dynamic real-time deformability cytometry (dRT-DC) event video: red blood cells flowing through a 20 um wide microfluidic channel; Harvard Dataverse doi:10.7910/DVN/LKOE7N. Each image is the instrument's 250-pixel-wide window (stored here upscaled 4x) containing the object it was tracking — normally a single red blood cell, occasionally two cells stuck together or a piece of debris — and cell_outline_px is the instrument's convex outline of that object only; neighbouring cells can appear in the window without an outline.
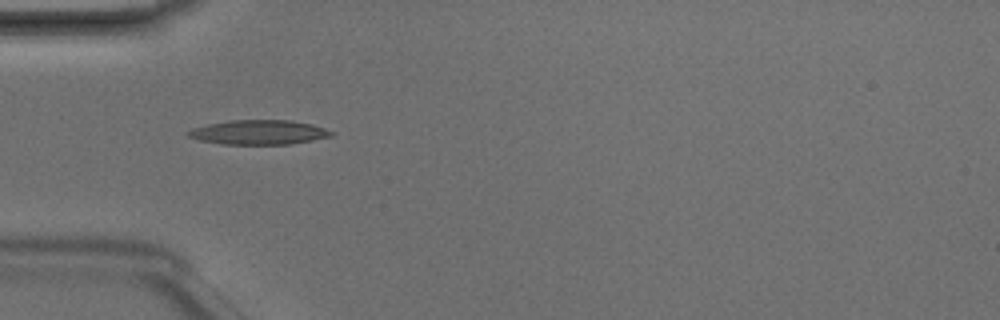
{"species": "Egyptian fruit bat (a non-hibernating species)", "species_latin": "Rousettus aegyptiacus", "temperature_condition": "room temperature", "stored_images_in_passage": 6, "camera_frame_rate_fps": 3000, "um_per_image_px": 0.085, "animal": {"sex": "male"}, "frame": {"image": 1, "passage_image": 5, "time_ms": 1.333, "image_size_px": [1000, 320], "cell_outline_px": [[336, 132], [332, 136], [312, 140], [288, 144], [220, 144], [200, 140], [188, 136], [188, 132], [192, 128], [208, 124], [232, 120], [292, 120], [312, 124]], "centroid_in_image_um": [22.03, 11.24], "position_along_channel_um": 63.0, "area_um2": 20.35}}